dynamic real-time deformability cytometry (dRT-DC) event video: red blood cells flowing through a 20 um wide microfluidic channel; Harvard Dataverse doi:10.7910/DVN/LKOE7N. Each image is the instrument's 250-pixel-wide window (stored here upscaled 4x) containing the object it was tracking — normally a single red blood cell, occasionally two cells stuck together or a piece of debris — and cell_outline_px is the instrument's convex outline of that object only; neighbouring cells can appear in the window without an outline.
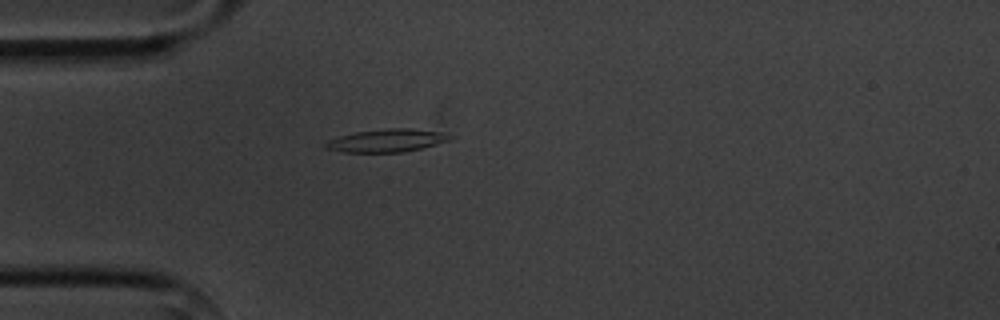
{"species": "common noctule bat (a hibernating species)", "species_latin": "Nyctalus noctula", "temperature_condition": "cold", "stored_images_in_passage": 3, "camera_frame_rate_fps": 3000, "um_per_image_px": 0.085, "animal": {"sex": "male", "body_mass_g": 20.1, "forearm_length_mm": 53.5}, "frame": {"image": 1, "passage_image": 3, "time_ms": 4.667, "image_size_px": [1000, 320], "cell_outline_px": [[452, 136], [448, 140], [436, 144], [420, 148], [400, 152], [344, 152], [328, 148], [324, 144], [328, 140], [340, 136], [356, 132], [388, 128], [408, 128], [440, 132]], "centroid_in_image_um": [32.86, 11.94], "position_along_channel_um": 52.1, "area_um2": 16.13}}